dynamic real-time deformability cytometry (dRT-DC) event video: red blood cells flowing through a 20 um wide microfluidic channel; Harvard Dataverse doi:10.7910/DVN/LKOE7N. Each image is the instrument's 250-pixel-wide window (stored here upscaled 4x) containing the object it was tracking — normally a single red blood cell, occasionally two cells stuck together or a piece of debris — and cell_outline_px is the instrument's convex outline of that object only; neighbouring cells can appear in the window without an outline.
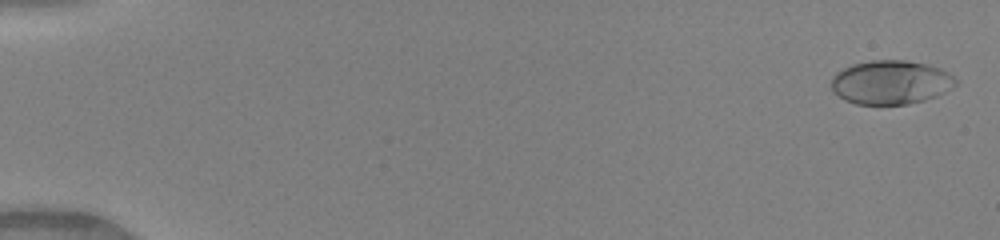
{"species": "human", "species_latin": "Homo sapiens", "temperature_condition": "warm", "stored_images_in_passage": 50, "camera_frame_rate_fps": 3000, "um_per_image_px": 0.085, "donor": {"sex": "female"}, "frame": {"image": 1, "passage_image": 2, "time_ms": 0.333, "image_size_px": [1000, 240], "cell_outline_px": [[956, 84], [952, 88], [936, 96], [924, 100], [908, 104], [856, 104], [844, 100], [832, 92], [832, 76], [836, 72], [852, 64], [872, 60], [908, 60], [940, 68], [948, 72], [956, 80]], "centroid_in_image_um": [75.69, 7.0], "position_along_channel_um": 9.3, "area_um2": 31.85}}
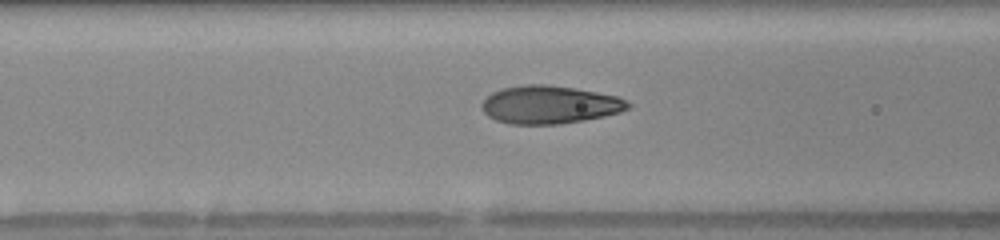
{"frame": {"image": 2, "passage_image": 22, "time_ms": 7.0, "image_size_px": [1000, 240], "cell_outline_px": [[632, 104], [628, 108], [620, 112], [604, 116], [584, 120], [560, 124], [508, 124], [496, 120], [488, 116], [484, 112], [480, 104], [492, 92], [504, 88], [524, 84], [544, 84], [576, 88], [616, 96]], "centroid_in_image_um": [46.69, 8.9], "position_along_channel_um": 119.9, "area_um2": 32.31}}
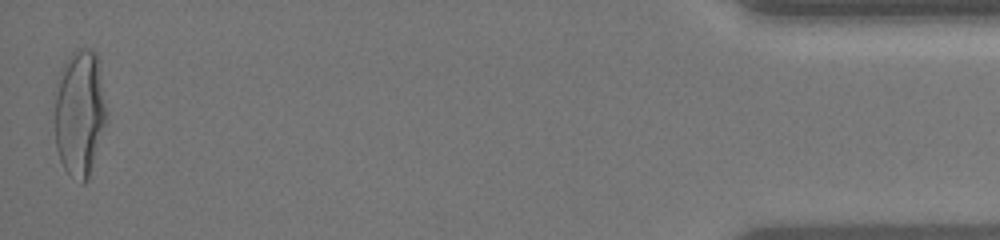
{"frame": {"image": 3, "passage_image": 50, "time_ms": 16.333, "image_size_px": [1000, 240], "cell_outline_px": [[108, 112], [88, 180], [84, 184], [80, 184], [64, 168], [60, 160], [56, 148], [56, 80], [68, 56], [72, 52], [80, 48], [88, 48], [96, 52], [100, 60]], "centroid_in_image_um": [6.8, 9.55], "position_along_channel_um": 428.4, "area_um2": 38.61}, "authors_computed_cell_mechanics": {"area_um2": 31.9056, "velocity_mm_per_s": 4.1425, "shape_relaxation_time_tau1_ms": 4.5881, "shape_relaxation_time_tau2_ms": null, "deformation_change_tau1": 0.227, "deformation_change_tau2": null}}